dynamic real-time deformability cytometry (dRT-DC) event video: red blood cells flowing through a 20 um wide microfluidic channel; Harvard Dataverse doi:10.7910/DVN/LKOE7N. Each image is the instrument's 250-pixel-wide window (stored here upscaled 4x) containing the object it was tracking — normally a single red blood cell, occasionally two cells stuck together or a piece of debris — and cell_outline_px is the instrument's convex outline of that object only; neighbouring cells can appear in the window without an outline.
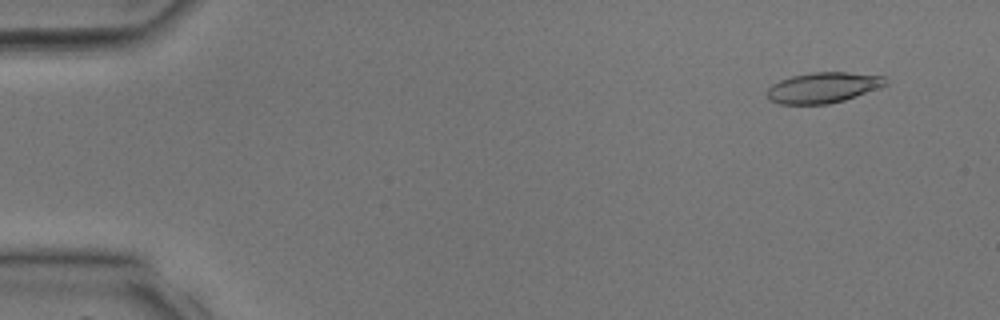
{"species": "common noctule bat (a hibernating species)", "species_latin": "Nyctalus noctula", "temperature_condition": "room temperature", "stored_images_in_passage": 39, "camera_frame_rate_fps": 3000, "um_per_image_px": 0.085, "animal": {"sex": "male", "body_mass_g": 17.9, "forearm_length_mm": 54.2}, "frame": {"image": 1, "passage_image": 3, "time_ms": 0.667, "image_size_px": [1000, 320], "cell_outline_px": [[888, 84], [880, 88], [844, 100], [828, 104], [780, 104], [768, 100], [768, 88], [772, 84], [780, 80], [792, 76], [812, 72], [848, 72], [884, 76]], "centroid_in_image_um": [69.97, 7.44], "position_along_channel_um": 15.0, "area_um2": 21.15}}
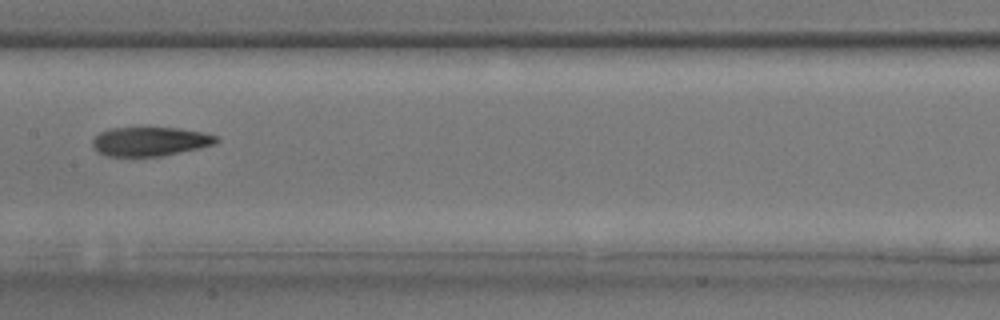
{"frame": {"image": 2, "passage_image": 20, "time_ms": 6.333, "image_size_px": [1000, 320], "cell_outline_px": [[220, 140], [216, 144], [200, 148], [160, 156], [108, 156], [96, 152], [92, 148], [92, 140], [100, 132], [108, 128], [180, 128], [200, 132], [216, 136]], "centroid_in_image_um": [12.73, 12.03], "position_along_channel_um": 194.7, "area_um2": 20.98}}
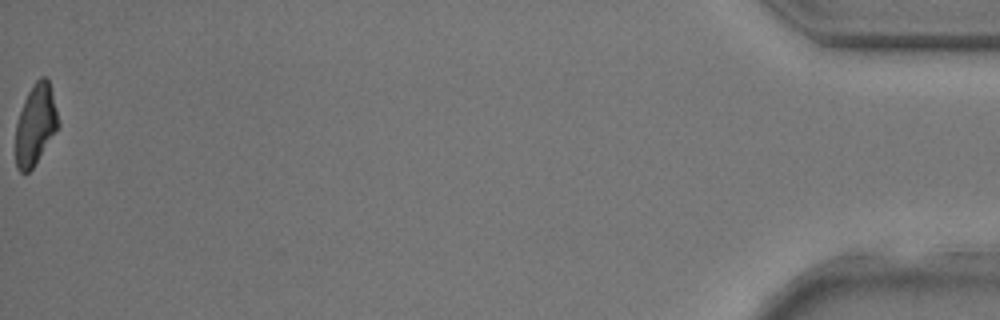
{"frame": {"image": 3, "passage_image": 39, "time_ms": 12.667, "image_size_px": [1000, 320], "cell_outline_px": [[60, 124], [32, 168], [28, 172], [20, 172], [16, 168], [16, 124], [24, 100], [32, 84], [40, 76], [44, 76], [48, 80], [56, 108]], "centroid_in_image_um": [3.01, 10.58], "position_along_channel_um": 432.2, "area_um2": 19.65}}